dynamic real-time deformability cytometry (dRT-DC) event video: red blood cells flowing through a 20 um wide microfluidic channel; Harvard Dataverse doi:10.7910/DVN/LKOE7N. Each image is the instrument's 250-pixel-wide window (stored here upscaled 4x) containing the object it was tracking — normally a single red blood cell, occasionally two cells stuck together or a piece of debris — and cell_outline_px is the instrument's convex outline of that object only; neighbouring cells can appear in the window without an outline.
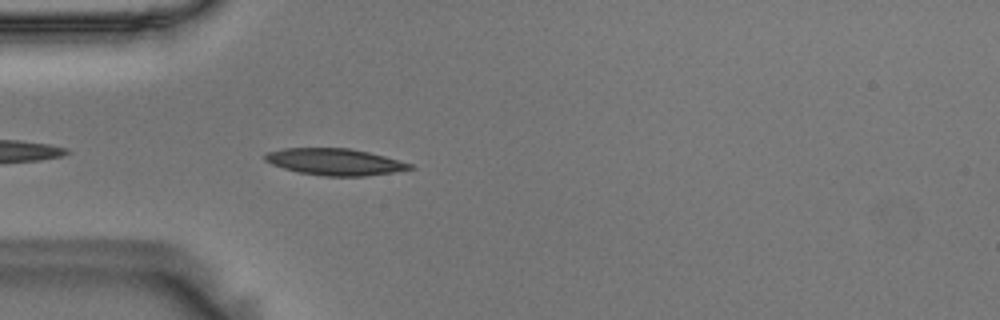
{"species": "Egyptian fruit bat (a non-hibernating species)", "species_latin": "Rousettus aegyptiacus", "temperature_condition": "room temperature", "stored_images_in_passage": 28, "camera_frame_rate_fps": 3000, "um_per_image_px": 0.085, "animal": {"sex": "male"}, "frame": {"image": 1, "passage_image": 3, "time_ms": 0.667, "image_size_px": [1000, 320], "cell_outline_px": [[416, 168], [392, 172], [364, 176], [324, 176], [296, 172], [272, 164], [264, 160], [264, 156], [268, 152], [284, 148], [348, 148], [368, 152], [384, 156], [412, 164]], "centroid_in_image_um": [28.45, 13.76], "position_along_channel_um": 56.6, "area_um2": 22.37}}
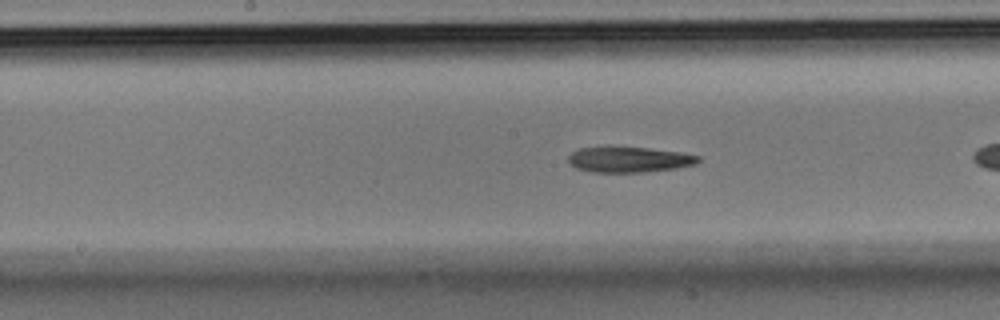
{"frame": {"image": 2, "passage_image": 12, "time_ms": 3.667, "image_size_px": [1000, 320], "cell_outline_px": [[700, 160], [696, 164], [676, 168], [644, 172], [592, 172], [576, 168], [568, 164], [568, 156], [572, 152], [580, 148], [648, 148], [680, 152], [700, 156]], "centroid_in_image_um": [53.48, 13.58], "position_along_channel_um": 194.7, "area_um2": 19.07}}
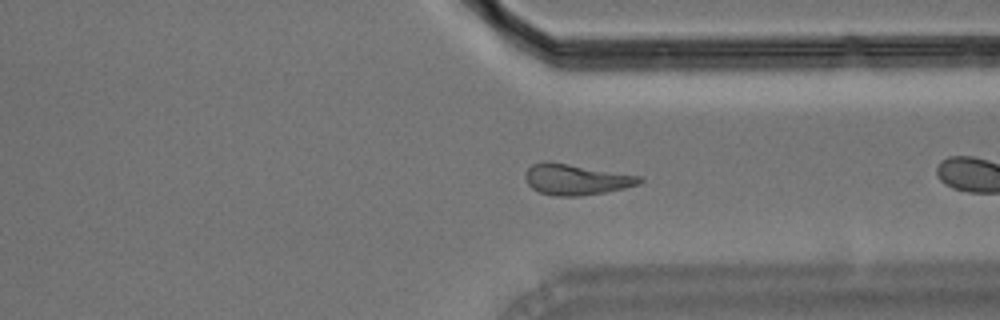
{"frame": {"image": 3, "passage_image": 26, "time_ms": 8.333, "image_size_px": [1000, 320], "cell_outline_px": [[644, 180], [640, 184], [624, 188], [604, 192], [580, 196], [556, 196], [540, 192], [532, 188], [528, 184], [524, 176], [528, 168], [532, 164], [544, 160], [548, 160], [640, 176]], "centroid_in_image_um": [48.94, 15.24], "position_along_channel_um": 362.5, "area_um2": 20.58}}